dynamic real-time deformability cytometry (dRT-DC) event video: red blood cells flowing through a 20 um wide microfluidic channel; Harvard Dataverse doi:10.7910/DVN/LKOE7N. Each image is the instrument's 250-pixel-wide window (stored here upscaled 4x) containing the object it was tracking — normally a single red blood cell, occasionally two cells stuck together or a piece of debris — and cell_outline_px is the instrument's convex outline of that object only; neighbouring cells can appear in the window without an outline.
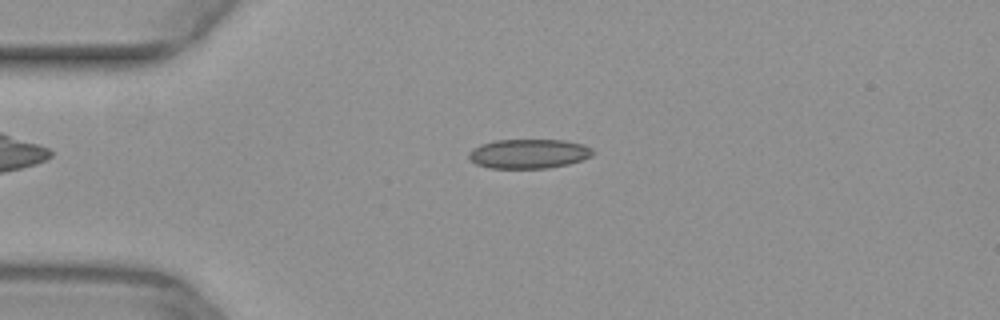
{"species": "common noctule bat (a hibernating species)", "species_latin": "Nyctalus noctula", "temperature_condition": "warm", "stored_images_in_passage": 50, "camera_frame_rate_fps": 3000, "um_per_image_px": 0.085, "animal": {"sex": "female", "body_mass_g": 29.2, "forearm_length_mm": 56.3}, "frame": {"image": 1, "passage_image": 12, "time_ms": 3.667, "image_size_px": [1000, 320], "cell_outline_px": [[596, 152], [592, 156], [568, 164], [548, 168], [488, 168], [476, 164], [468, 156], [468, 152], [472, 148], [480, 144], [496, 140], [564, 140], [584, 144], [592, 148]], "centroid_in_image_um": [44.95, 13.06], "position_along_channel_um": 40.1, "area_um2": 21.39}}
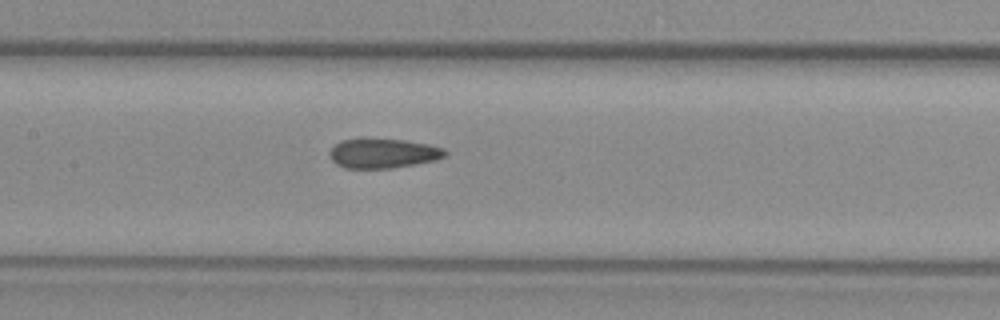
{"frame": {"image": 2, "passage_image": 24, "time_ms": 7.667, "image_size_px": [1000, 320], "cell_outline_px": [[448, 152], [444, 156], [436, 160], [392, 168], [344, 168], [336, 164], [332, 160], [328, 152], [340, 140], [364, 136], [404, 140], [428, 144], [444, 148]], "centroid_in_image_um": [32.52, 12.99], "position_along_channel_um": 174.9, "area_um2": 20.46}}
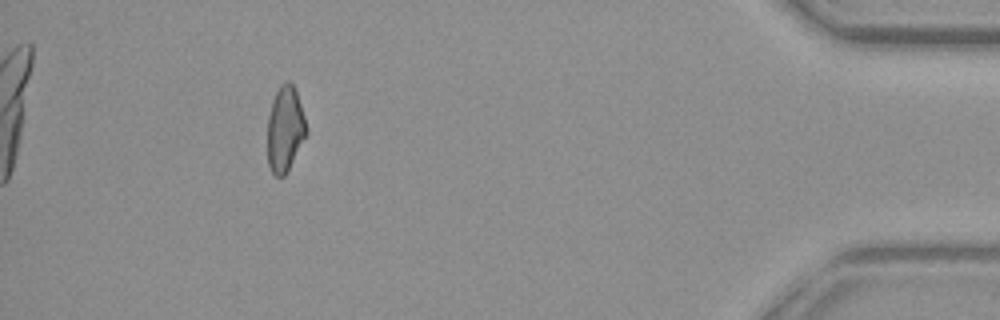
{"frame": {"image": 3, "passage_image": 46, "time_ms": 15.0, "image_size_px": [1000, 320], "cell_outline_px": [[308, 132], [284, 176], [276, 176], [272, 172], [268, 164], [268, 116], [272, 100], [280, 84], [288, 80], [292, 84], [296, 92], [308, 128]], "centroid_in_image_um": [24.22, 10.95], "position_along_channel_um": 411.0, "area_um2": 19.13}}